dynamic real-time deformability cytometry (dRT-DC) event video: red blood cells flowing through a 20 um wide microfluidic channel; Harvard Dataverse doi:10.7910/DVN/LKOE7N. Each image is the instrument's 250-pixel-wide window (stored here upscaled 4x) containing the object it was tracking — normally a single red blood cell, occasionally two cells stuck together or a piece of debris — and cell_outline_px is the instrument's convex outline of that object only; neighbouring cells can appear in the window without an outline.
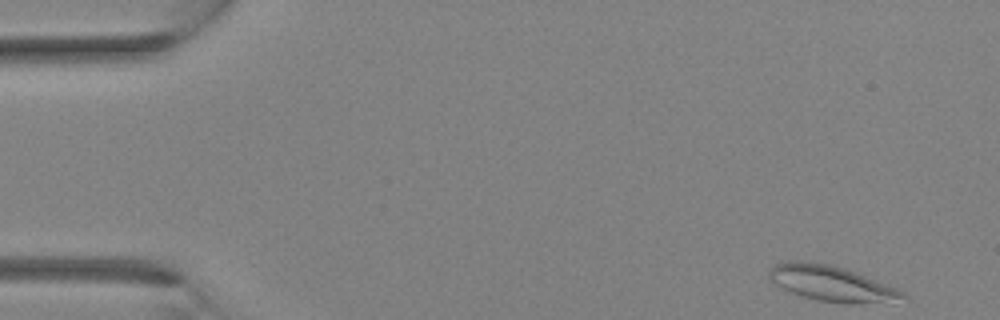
{"species": "Egyptian fruit bat (a non-hibernating species)", "species_latin": "Rousettus aegyptiacus", "temperature_condition": "room temperature", "stored_images_in_passage": 32, "camera_frame_rate_fps": 3000, "um_per_image_px": 0.085, "animal": {"sex": "female"}, "frame": {"image": 1, "passage_image": 1, "time_ms": 0.0, "image_size_px": [1000, 320], "cell_outline_px": [[912, 300], [892, 304], [844, 304], [816, 300], [792, 292], [768, 280], [768, 272], [776, 264], [784, 260], [796, 260], [832, 264], [856, 272], [896, 288], [904, 292]], "centroid_in_image_um": [70.81, 24.13], "position_along_channel_um": 14.2, "area_um2": 28.5}}
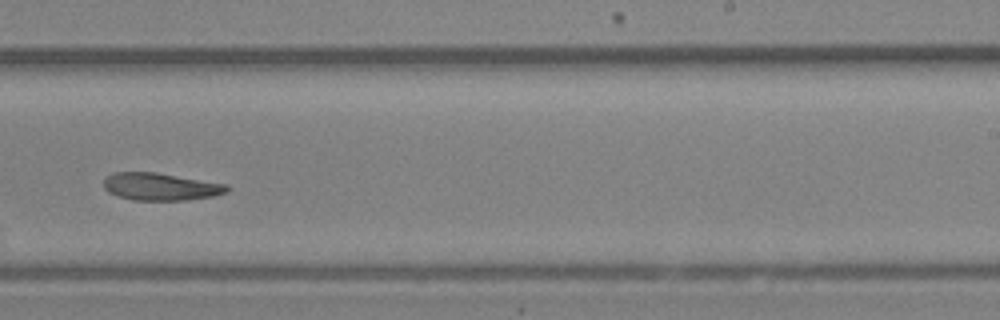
{"frame": {"image": 2, "passage_image": 20, "time_ms": 6.333, "image_size_px": [1000, 320], "cell_outline_px": [[228, 192], [212, 196], [188, 200], [132, 200], [108, 192], [104, 188], [104, 180], [112, 172], [156, 172], [228, 184]], "centroid_in_image_um": [13.66, 15.86], "position_along_channel_um": 275.3, "area_um2": 19.71}}
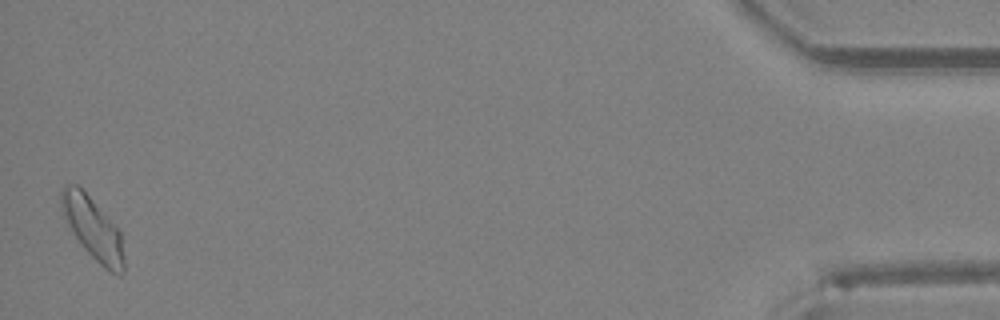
{"frame": {"image": 3, "passage_image": 32, "time_ms": 10.333, "image_size_px": [1000, 320], "cell_outline_px": [[124, 272], [120, 276], [104, 268], [84, 248], [68, 224], [60, 208], [60, 192], [68, 184], [76, 184], [88, 196], [120, 232], [124, 256]], "centroid_in_image_um": [7.89, 19.44], "position_along_channel_um": 427.3, "area_um2": 21.91}}